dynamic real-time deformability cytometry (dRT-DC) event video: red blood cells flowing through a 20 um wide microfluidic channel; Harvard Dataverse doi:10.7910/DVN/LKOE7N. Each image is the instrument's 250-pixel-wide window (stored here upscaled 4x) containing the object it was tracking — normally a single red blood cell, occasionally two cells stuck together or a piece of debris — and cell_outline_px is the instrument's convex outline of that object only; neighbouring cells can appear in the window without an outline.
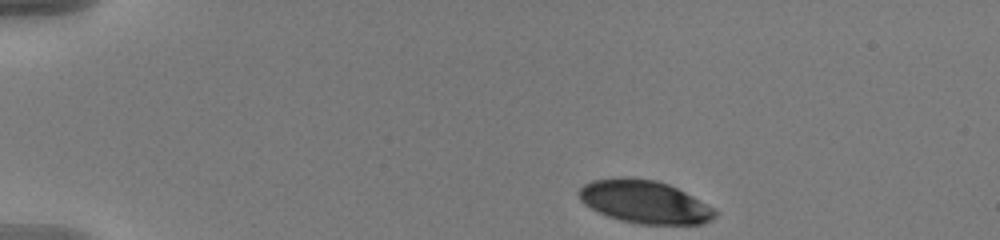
{"species": "human", "species_latin": "Homo sapiens", "temperature_condition": "warm", "stored_images_in_passage": 47, "camera_frame_rate_fps": 3000, "um_per_image_px": 0.085, "donor": {"sex": "male"}, "frame": {"image": 1, "passage_image": 1, "time_ms": 0.0, "image_size_px": [1000, 240], "cell_outline_px": [[716, 216], [712, 220], [704, 224], [640, 224], [620, 220], [608, 216], [584, 204], [580, 200], [576, 192], [584, 184], [592, 180], [620, 176], [656, 180], [668, 184], [716, 208]], "centroid_in_image_um": [54.78, 17.15], "position_along_channel_um": 30.2, "area_um2": 34.16}}
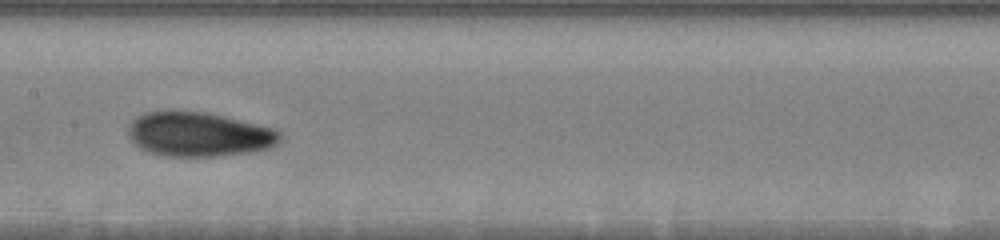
{"frame": {"image": 2, "passage_image": 21, "time_ms": 6.667, "image_size_px": [1000, 240], "cell_outline_px": [[280, 140], [276, 144], [268, 148], [248, 152], [212, 156], [164, 156], [140, 148], [128, 136], [128, 128], [132, 120], [136, 116], [144, 112], [164, 108], [172, 108], [204, 112], [276, 128], [280, 132]], "centroid_in_image_um": [16.84, 11.37], "position_along_channel_um": 190.6, "area_um2": 39.71}}
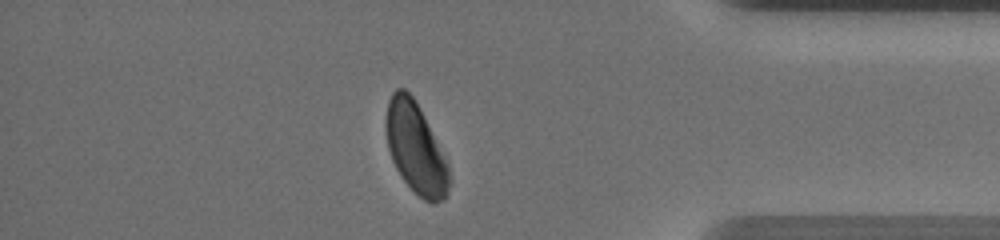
{"frame": {"image": 3, "passage_image": 40, "time_ms": 13.0, "image_size_px": [1000, 240], "cell_outline_px": [[452, 184], [448, 196], [444, 200], [432, 204], [424, 200], [404, 180], [396, 168], [392, 160], [388, 148], [384, 120], [388, 100], [392, 92], [396, 88], [404, 88], [412, 96], [420, 108], [448, 164], [452, 180]], "centroid_in_image_um": [35.35, 12.62], "position_along_channel_um": 399.9, "area_um2": 33.64}, "authors_computed_cell_mechanics": {"area_um2": 36.6452, "velocity_mm_per_s": 3.6405, "shape_relaxation_time_tau1_ms": 3.8304, "shape_relaxation_time_tau2_ms": 1.9516, "deformation_change_tau1": 0.1332, "deformation_change_tau2": 0.0692}}